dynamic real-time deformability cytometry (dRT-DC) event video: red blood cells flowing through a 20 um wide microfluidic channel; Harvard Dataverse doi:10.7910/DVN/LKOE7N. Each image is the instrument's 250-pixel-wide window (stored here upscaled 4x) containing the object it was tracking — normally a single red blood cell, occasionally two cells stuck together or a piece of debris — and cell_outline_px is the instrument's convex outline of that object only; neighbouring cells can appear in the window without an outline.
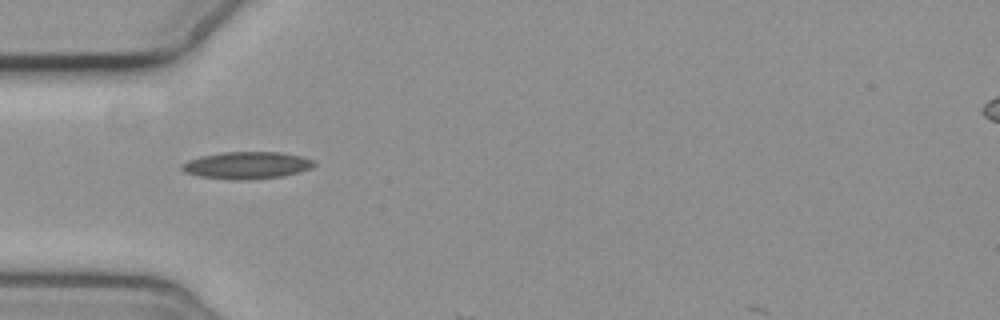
{"species": "common noctule bat (a hibernating species)", "species_latin": "Nyctalus noctula", "temperature_condition": "cold", "stored_images_in_passage": 3, "camera_frame_rate_fps": 3000, "um_per_image_px": 0.085, "animal": {"sex": "female", "body_mass_g": 19.3, "forearm_length_mm": 54.1}, "frame": {"image": 1, "passage_image": 2, "time_ms": 1.333, "image_size_px": [1000, 320], "cell_outline_px": [[316, 164], [312, 168], [300, 172], [284, 176], [240, 180], [232, 180], [200, 176], [184, 172], [180, 168], [180, 164], [188, 160], [200, 156], [224, 152], [280, 152], [300, 156], [316, 160]], "centroid_in_image_um": [20.99, 14.05], "position_along_channel_um": 64.0, "area_um2": 21.04}}